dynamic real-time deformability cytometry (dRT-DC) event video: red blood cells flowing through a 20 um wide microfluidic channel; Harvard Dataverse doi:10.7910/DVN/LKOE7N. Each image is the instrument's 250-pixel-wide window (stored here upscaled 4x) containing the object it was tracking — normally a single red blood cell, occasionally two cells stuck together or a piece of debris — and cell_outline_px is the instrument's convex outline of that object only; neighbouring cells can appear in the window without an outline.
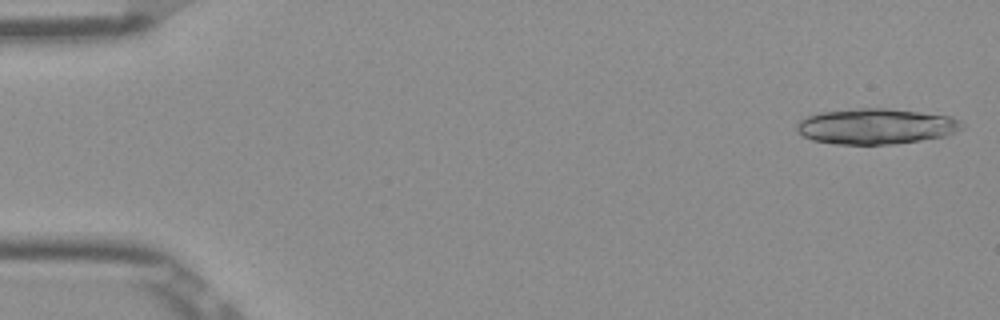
{"species": "Egyptian fruit bat (a non-hibernating species)", "species_latin": "Rousettus aegyptiacus", "temperature_condition": "room temperature", "stored_images_in_passage": 26, "camera_frame_rate_fps": 3000, "um_per_image_px": 0.085, "frame": {"image": 1, "passage_image": 2, "time_ms": 0.333, "image_size_px": [1000, 320], "cell_outline_px": [[964, 128], [956, 132], [944, 136], [920, 140], [892, 144], [836, 144], [812, 140], [804, 136], [796, 128], [796, 124], [800, 120], [808, 116], [820, 112], [860, 108], [888, 108], [952, 116], [960, 120], [964, 124]], "centroid_in_image_um": [74.49, 10.73], "position_along_channel_um": 10.5, "area_um2": 34.28}}